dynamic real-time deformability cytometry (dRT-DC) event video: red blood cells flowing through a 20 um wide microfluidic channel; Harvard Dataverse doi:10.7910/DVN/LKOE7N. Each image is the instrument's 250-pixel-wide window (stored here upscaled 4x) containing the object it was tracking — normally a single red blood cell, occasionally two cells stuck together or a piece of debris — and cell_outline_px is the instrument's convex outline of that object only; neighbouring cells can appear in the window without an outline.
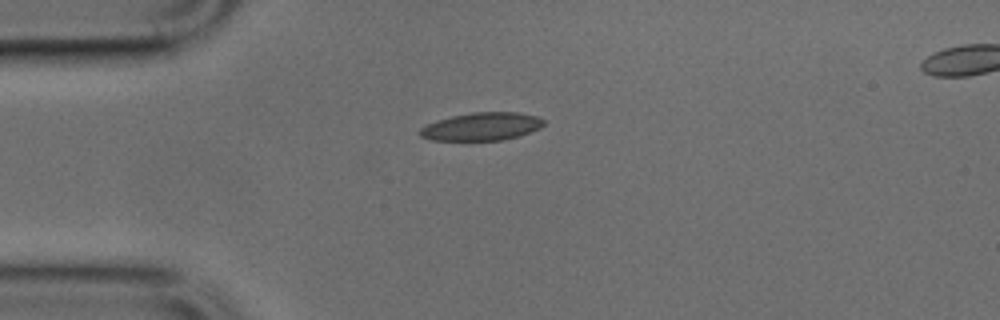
{"species": "common noctule bat (a hibernating species)", "species_latin": "Nyctalus noctula", "temperature_condition": "cold", "stored_images_in_passage": 39, "camera_frame_rate_fps": 3000, "um_per_image_px": 0.085, "animal": {"sex": "male", "body_mass_g": 17.9, "forearm_length_mm": 54.2}, "frame": {"image": 1, "passage_image": 1, "time_ms": 0.0, "image_size_px": [1000, 320], "cell_outline_px": [[544, 124], [540, 128], [516, 136], [500, 140], [432, 140], [420, 136], [420, 128], [428, 124], [452, 116], [472, 112], [516, 112], [536, 116], [544, 120]], "centroid_in_image_um": [40.94, 10.75], "position_along_channel_um": 44.1, "area_um2": 19.77}}
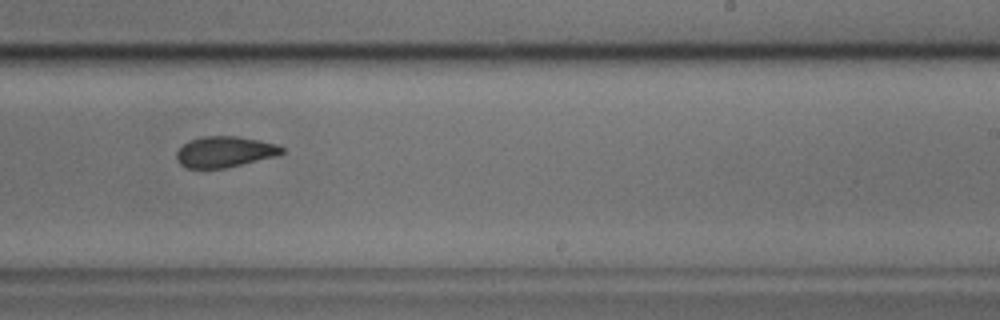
{"frame": {"image": 2, "passage_image": 19, "time_ms": 6.0, "image_size_px": [1000, 320], "cell_outline_px": [[284, 152], [276, 156], [224, 168], [184, 168], [176, 160], [176, 152], [184, 144], [192, 140], [204, 136], [236, 136], [260, 140], [276, 144], [284, 148]], "centroid_in_image_um": [19.09, 12.91], "position_along_channel_um": 269.9, "area_um2": 18.84}}
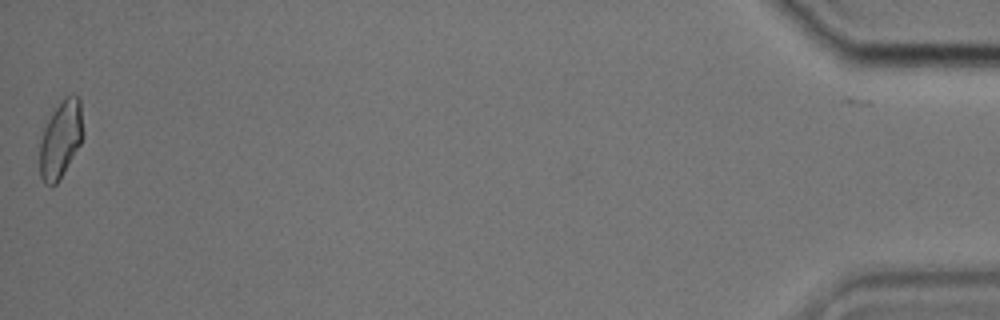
{"frame": {"image": 3, "passage_image": 38, "time_ms": 12.333, "image_size_px": [1000, 320], "cell_outline_px": [[84, 136], [80, 144], [56, 184], [52, 188], [44, 184], [40, 176], [40, 140], [44, 128], [52, 112], [68, 96], [80, 96], [84, 132]], "centroid_in_image_um": [5.16, 11.87], "position_along_channel_um": 430.0, "area_um2": 19.36}}